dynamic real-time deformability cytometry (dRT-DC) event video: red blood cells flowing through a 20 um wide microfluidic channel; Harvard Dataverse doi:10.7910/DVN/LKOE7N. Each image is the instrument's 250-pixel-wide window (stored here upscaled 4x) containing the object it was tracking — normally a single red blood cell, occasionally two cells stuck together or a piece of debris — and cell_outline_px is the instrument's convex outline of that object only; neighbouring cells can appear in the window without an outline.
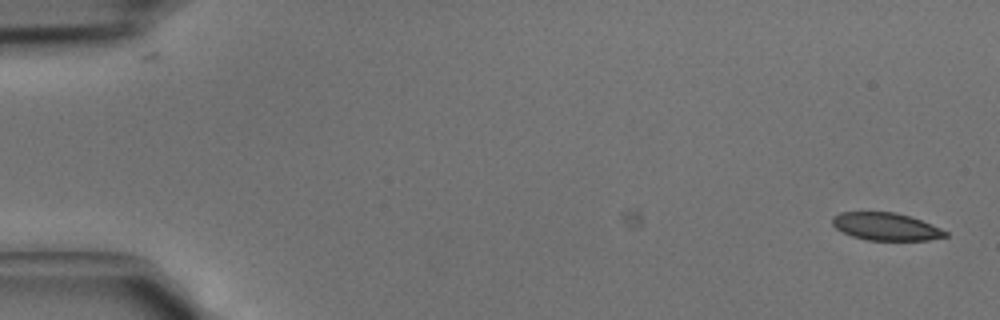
{"species": "common noctule bat (a hibernating species)", "species_latin": "Nyctalus noctula", "temperature_condition": "cold", "stored_images_in_passage": 2, "camera_frame_rate_fps": 3000, "um_per_image_px": 0.085, "animal": {"sex": "male", "body_mass_g": 15.6}, "frame": {"image": 1, "passage_image": 2, "time_ms": 0.333, "image_size_px": [1000, 320], "cell_outline_px": [[948, 236], [928, 240], [868, 240], [852, 236], [836, 228], [832, 224], [832, 216], [840, 212], [896, 212], [932, 224], [948, 232]], "centroid_in_image_um": [75.3, 19.25], "position_along_channel_um": 9.7, "area_um2": 18.09}}